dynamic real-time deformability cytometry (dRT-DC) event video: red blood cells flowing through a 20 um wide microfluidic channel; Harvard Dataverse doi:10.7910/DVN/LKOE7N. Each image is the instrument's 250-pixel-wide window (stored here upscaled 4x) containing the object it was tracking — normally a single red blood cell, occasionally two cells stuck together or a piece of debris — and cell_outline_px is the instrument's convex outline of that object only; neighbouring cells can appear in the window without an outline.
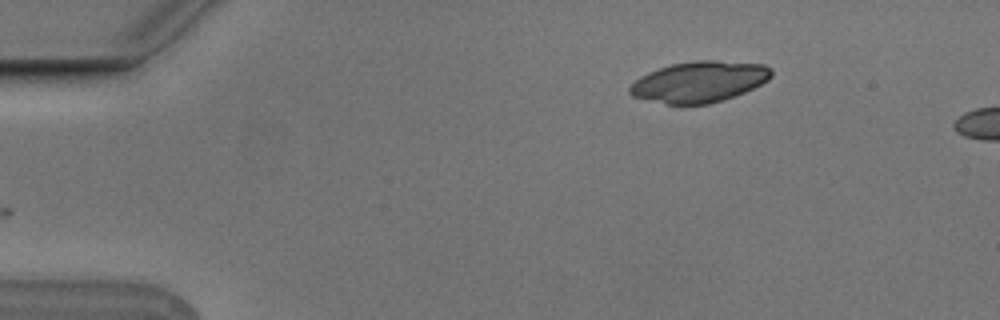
{"species": "Egyptian fruit bat (a non-hibernating species)", "species_latin": "Rousettus aegyptiacus", "temperature_condition": "cold", "stored_images_in_passage": 3, "camera_frame_rate_fps": 3000, "um_per_image_px": 0.085, "animal": {"sex": "male"}, "frame": {"image": 1, "passage_image": 3, "time_ms": 0.667, "image_size_px": [1000, 320], "cell_outline_px": [[772, 76], [768, 80], [744, 92], [724, 100], [708, 104], [668, 104], [632, 96], [628, 92], [628, 88], [640, 76], [648, 72], [672, 64], [692, 60], [716, 60], [764, 64], [772, 68]], "centroid_in_image_um": [59.45, 6.94], "position_along_channel_um": 25.5, "area_um2": 33.76}}